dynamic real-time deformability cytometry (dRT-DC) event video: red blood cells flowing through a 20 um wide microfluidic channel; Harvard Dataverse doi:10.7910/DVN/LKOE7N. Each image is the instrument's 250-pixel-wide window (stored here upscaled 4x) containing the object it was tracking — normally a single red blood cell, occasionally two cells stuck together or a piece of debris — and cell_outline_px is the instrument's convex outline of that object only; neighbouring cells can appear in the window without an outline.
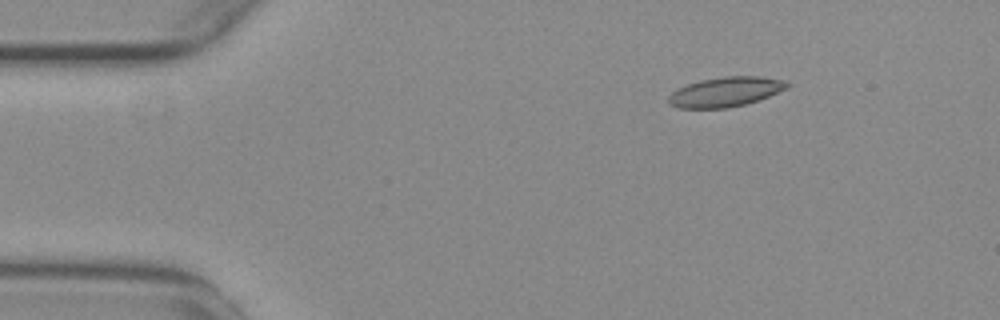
{"species": "common noctule bat (a hibernating species)", "species_latin": "Nyctalus noctula", "temperature_condition": "warm", "stored_images_in_passage": 7, "camera_frame_rate_fps": 3000, "um_per_image_px": 0.085, "animal": {"sex": "female", "body_mass_g": 29.2, "forearm_length_mm": 56.3}, "frame": {"image": 1, "passage_image": 1, "time_ms": 0.0, "image_size_px": [1000, 320], "cell_outline_px": [[788, 88], [760, 100], [728, 108], [680, 108], [668, 104], [668, 96], [676, 88], [700, 80], [724, 76], [760, 76], [784, 80], [788, 84]], "centroid_in_image_um": [61.65, 7.81], "position_along_channel_um": 23.3, "area_um2": 20.63}}